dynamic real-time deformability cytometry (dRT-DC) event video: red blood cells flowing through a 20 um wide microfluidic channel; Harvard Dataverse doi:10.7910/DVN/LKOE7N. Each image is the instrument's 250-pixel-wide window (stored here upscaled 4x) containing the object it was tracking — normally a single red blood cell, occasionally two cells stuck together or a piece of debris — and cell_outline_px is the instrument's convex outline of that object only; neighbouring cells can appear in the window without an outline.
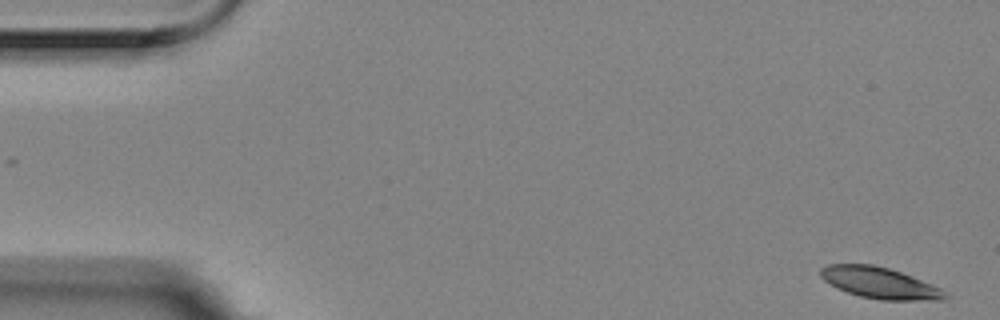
{"species": "Egyptian fruit bat (a non-hibernating species)", "species_latin": "Rousettus aegyptiacus", "temperature_condition": "room temperature", "stored_images_in_passage": 5, "camera_frame_rate_fps": 3000, "um_per_image_px": 0.085, "animal": {"sex": "female"}, "frame": {"image": 1, "passage_image": 1, "time_ms": 0.0, "image_size_px": [1000, 320], "cell_outline_px": [[948, 296], [944, 300], [880, 300], [860, 296], [836, 288], [824, 280], [820, 276], [820, 268], [828, 264], [872, 264], [888, 268], [912, 276], [940, 288]], "centroid_in_image_um": [74.75, 24.04], "position_along_channel_um": 10.3, "area_um2": 22.54}}